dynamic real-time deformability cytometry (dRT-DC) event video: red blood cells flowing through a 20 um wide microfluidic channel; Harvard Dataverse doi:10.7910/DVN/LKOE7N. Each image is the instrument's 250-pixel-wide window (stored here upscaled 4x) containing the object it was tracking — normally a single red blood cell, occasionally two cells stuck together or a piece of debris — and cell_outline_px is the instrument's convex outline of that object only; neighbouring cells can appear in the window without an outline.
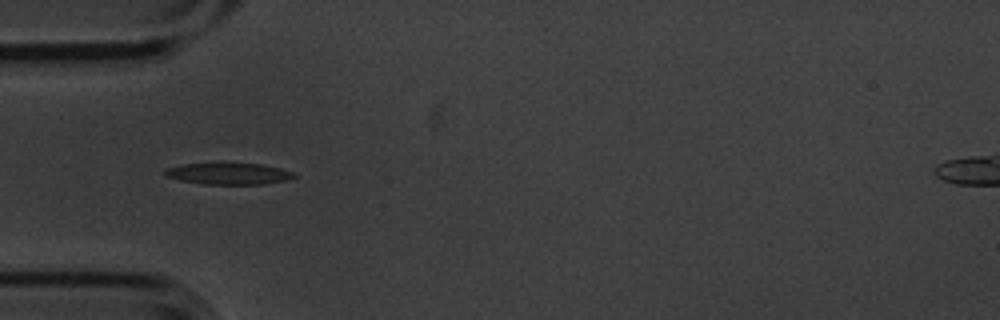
{"species": "common noctule bat (a hibernating species)", "species_latin": "Nyctalus noctula", "temperature_condition": "cold", "stored_images_in_passage": 28, "camera_frame_rate_fps": 3000, "um_per_image_px": 0.085, "animal": {"sex": "male", "body_mass_g": 20.1, "forearm_length_mm": 53.5}, "frame": {"image": 1, "passage_image": 5, "time_ms": 1.333, "image_size_px": [1000, 320], "cell_outline_px": [[296, 176], [288, 180], [264, 184], [200, 184], [180, 180], [168, 176], [164, 172], [168, 168], [180, 164], [220, 160], [260, 164], [280, 168], [292, 172]], "centroid_in_image_um": [19.4, 14.71], "position_along_channel_um": 65.6, "area_um2": 16.99}}